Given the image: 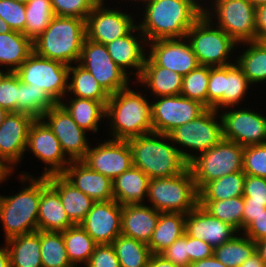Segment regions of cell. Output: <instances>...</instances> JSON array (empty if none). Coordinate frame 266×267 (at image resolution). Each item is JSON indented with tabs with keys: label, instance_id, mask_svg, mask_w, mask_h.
Listing matches in <instances>:
<instances>
[{
	"label": "cell",
	"instance_id": "6da1fadb",
	"mask_svg": "<svg viewBox=\"0 0 266 267\" xmlns=\"http://www.w3.org/2000/svg\"><path fill=\"white\" fill-rule=\"evenodd\" d=\"M138 24L146 43L159 39L184 38L203 15V4L196 0H151Z\"/></svg>",
	"mask_w": 266,
	"mask_h": 267
},
{
	"label": "cell",
	"instance_id": "7a4b0ae2",
	"mask_svg": "<svg viewBox=\"0 0 266 267\" xmlns=\"http://www.w3.org/2000/svg\"><path fill=\"white\" fill-rule=\"evenodd\" d=\"M127 141L133 166L142 170L149 179L173 177L188 168L180 148L172 144L168 134L150 132Z\"/></svg>",
	"mask_w": 266,
	"mask_h": 267
},
{
	"label": "cell",
	"instance_id": "3957f363",
	"mask_svg": "<svg viewBox=\"0 0 266 267\" xmlns=\"http://www.w3.org/2000/svg\"><path fill=\"white\" fill-rule=\"evenodd\" d=\"M127 86L110 95L105 118L111 121L114 140H128L153 132L151 104L146 96Z\"/></svg>",
	"mask_w": 266,
	"mask_h": 267
},
{
	"label": "cell",
	"instance_id": "277c9868",
	"mask_svg": "<svg viewBox=\"0 0 266 267\" xmlns=\"http://www.w3.org/2000/svg\"><path fill=\"white\" fill-rule=\"evenodd\" d=\"M86 38V20L55 16L45 31L33 41V51L46 59L68 66L78 63Z\"/></svg>",
	"mask_w": 266,
	"mask_h": 267
},
{
	"label": "cell",
	"instance_id": "5b68a950",
	"mask_svg": "<svg viewBox=\"0 0 266 267\" xmlns=\"http://www.w3.org/2000/svg\"><path fill=\"white\" fill-rule=\"evenodd\" d=\"M19 176L21 182L30 184L13 196L0 195V220L5 241L38 231L40 176L34 178L25 172Z\"/></svg>",
	"mask_w": 266,
	"mask_h": 267
},
{
	"label": "cell",
	"instance_id": "8992f818",
	"mask_svg": "<svg viewBox=\"0 0 266 267\" xmlns=\"http://www.w3.org/2000/svg\"><path fill=\"white\" fill-rule=\"evenodd\" d=\"M147 197L151 206L160 212L187 214L199 204L198 190L189 168L173 177L150 179Z\"/></svg>",
	"mask_w": 266,
	"mask_h": 267
},
{
	"label": "cell",
	"instance_id": "52a82bcc",
	"mask_svg": "<svg viewBox=\"0 0 266 267\" xmlns=\"http://www.w3.org/2000/svg\"><path fill=\"white\" fill-rule=\"evenodd\" d=\"M244 146L226 139L196 155L189 163L194 183L199 191L206 183L230 173L243 171Z\"/></svg>",
	"mask_w": 266,
	"mask_h": 267
},
{
	"label": "cell",
	"instance_id": "ba28073f",
	"mask_svg": "<svg viewBox=\"0 0 266 267\" xmlns=\"http://www.w3.org/2000/svg\"><path fill=\"white\" fill-rule=\"evenodd\" d=\"M202 15L188 30L186 38L196 55L199 65L223 67L233 64L229 61L238 45L226 32Z\"/></svg>",
	"mask_w": 266,
	"mask_h": 267
},
{
	"label": "cell",
	"instance_id": "9c48e42d",
	"mask_svg": "<svg viewBox=\"0 0 266 267\" xmlns=\"http://www.w3.org/2000/svg\"><path fill=\"white\" fill-rule=\"evenodd\" d=\"M211 1L213 7L203 8V15L214 25L226 32L237 44L256 41V8L249 0ZM213 19H217L216 23Z\"/></svg>",
	"mask_w": 266,
	"mask_h": 267
},
{
	"label": "cell",
	"instance_id": "30bf717a",
	"mask_svg": "<svg viewBox=\"0 0 266 267\" xmlns=\"http://www.w3.org/2000/svg\"><path fill=\"white\" fill-rule=\"evenodd\" d=\"M218 113L215 109H207L198 118L178 126L168 134L173 143L186 148H180L179 152L187 163L196 156L191 150L201 154L223 139L222 121ZM187 148H190V152L186 151Z\"/></svg>",
	"mask_w": 266,
	"mask_h": 267
},
{
	"label": "cell",
	"instance_id": "8fae6325",
	"mask_svg": "<svg viewBox=\"0 0 266 267\" xmlns=\"http://www.w3.org/2000/svg\"><path fill=\"white\" fill-rule=\"evenodd\" d=\"M68 71V65L33 51L15 73L23 84L43 89L55 103H61L68 92Z\"/></svg>",
	"mask_w": 266,
	"mask_h": 267
},
{
	"label": "cell",
	"instance_id": "7c38bea8",
	"mask_svg": "<svg viewBox=\"0 0 266 267\" xmlns=\"http://www.w3.org/2000/svg\"><path fill=\"white\" fill-rule=\"evenodd\" d=\"M234 63L223 67H210L207 109H232V106L240 105L244 99L251 84L235 60Z\"/></svg>",
	"mask_w": 266,
	"mask_h": 267
},
{
	"label": "cell",
	"instance_id": "4fadbf2b",
	"mask_svg": "<svg viewBox=\"0 0 266 267\" xmlns=\"http://www.w3.org/2000/svg\"><path fill=\"white\" fill-rule=\"evenodd\" d=\"M78 63L93 75L109 95L129 86L130 76L112 60L104 44L85 38Z\"/></svg>",
	"mask_w": 266,
	"mask_h": 267
},
{
	"label": "cell",
	"instance_id": "5bb4252c",
	"mask_svg": "<svg viewBox=\"0 0 266 267\" xmlns=\"http://www.w3.org/2000/svg\"><path fill=\"white\" fill-rule=\"evenodd\" d=\"M151 103L153 132L169 134L203 114L207 108L182 95L162 96Z\"/></svg>",
	"mask_w": 266,
	"mask_h": 267
},
{
	"label": "cell",
	"instance_id": "9a60e30c",
	"mask_svg": "<svg viewBox=\"0 0 266 267\" xmlns=\"http://www.w3.org/2000/svg\"><path fill=\"white\" fill-rule=\"evenodd\" d=\"M220 113L223 139L241 146L266 143V117L254 110L230 107ZM229 109V111H227Z\"/></svg>",
	"mask_w": 266,
	"mask_h": 267
},
{
	"label": "cell",
	"instance_id": "2e32d148",
	"mask_svg": "<svg viewBox=\"0 0 266 267\" xmlns=\"http://www.w3.org/2000/svg\"><path fill=\"white\" fill-rule=\"evenodd\" d=\"M131 15L105 7L100 0L86 19V38L106 45L127 35L136 26Z\"/></svg>",
	"mask_w": 266,
	"mask_h": 267
},
{
	"label": "cell",
	"instance_id": "e0dca14e",
	"mask_svg": "<svg viewBox=\"0 0 266 267\" xmlns=\"http://www.w3.org/2000/svg\"><path fill=\"white\" fill-rule=\"evenodd\" d=\"M27 149L45 163V172L42 173V176L45 177L52 174H61L71 162L63 152L52 129L43 119H35L30 125Z\"/></svg>",
	"mask_w": 266,
	"mask_h": 267
},
{
	"label": "cell",
	"instance_id": "ac0fdd59",
	"mask_svg": "<svg viewBox=\"0 0 266 267\" xmlns=\"http://www.w3.org/2000/svg\"><path fill=\"white\" fill-rule=\"evenodd\" d=\"M42 119L52 129L63 152L71 161H79L85 157L90 146L86 131L76 124L60 103L51 107Z\"/></svg>",
	"mask_w": 266,
	"mask_h": 267
},
{
	"label": "cell",
	"instance_id": "d6986e66",
	"mask_svg": "<svg viewBox=\"0 0 266 267\" xmlns=\"http://www.w3.org/2000/svg\"><path fill=\"white\" fill-rule=\"evenodd\" d=\"M91 170L108 177L112 181L132 166V153L127 140H105L91 148L81 160Z\"/></svg>",
	"mask_w": 266,
	"mask_h": 267
},
{
	"label": "cell",
	"instance_id": "ffe728a7",
	"mask_svg": "<svg viewBox=\"0 0 266 267\" xmlns=\"http://www.w3.org/2000/svg\"><path fill=\"white\" fill-rule=\"evenodd\" d=\"M34 120L25 113L9 112L0 126V161L12 172L27 150L28 131Z\"/></svg>",
	"mask_w": 266,
	"mask_h": 267
},
{
	"label": "cell",
	"instance_id": "44dd1931",
	"mask_svg": "<svg viewBox=\"0 0 266 267\" xmlns=\"http://www.w3.org/2000/svg\"><path fill=\"white\" fill-rule=\"evenodd\" d=\"M122 205L117 201L95 202L80 223L97 245L112 244L121 235Z\"/></svg>",
	"mask_w": 266,
	"mask_h": 267
},
{
	"label": "cell",
	"instance_id": "7402d4cb",
	"mask_svg": "<svg viewBox=\"0 0 266 267\" xmlns=\"http://www.w3.org/2000/svg\"><path fill=\"white\" fill-rule=\"evenodd\" d=\"M148 43L150 44L146 45L150 51L147 55L160 67L184 76L199 65L186 37L159 39Z\"/></svg>",
	"mask_w": 266,
	"mask_h": 267
},
{
	"label": "cell",
	"instance_id": "603a6c76",
	"mask_svg": "<svg viewBox=\"0 0 266 267\" xmlns=\"http://www.w3.org/2000/svg\"><path fill=\"white\" fill-rule=\"evenodd\" d=\"M238 231L229 224L211 216L199 204L186 214L185 233L201 239L213 248L232 239Z\"/></svg>",
	"mask_w": 266,
	"mask_h": 267
},
{
	"label": "cell",
	"instance_id": "cb8c5ba5",
	"mask_svg": "<svg viewBox=\"0 0 266 267\" xmlns=\"http://www.w3.org/2000/svg\"><path fill=\"white\" fill-rule=\"evenodd\" d=\"M61 175L95 202L114 199L112 180L91 170L81 160L71 161Z\"/></svg>",
	"mask_w": 266,
	"mask_h": 267
},
{
	"label": "cell",
	"instance_id": "d4e9b609",
	"mask_svg": "<svg viewBox=\"0 0 266 267\" xmlns=\"http://www.w3.org/2000/svg\"><path fill=\"white\" fill-rule=\"evenodd\" d=\"M137 31L139 33H136ZM133 33L138 35H134ZM144 44H146L145 37L136 25L127 35L115 39L105 46L112 60L128 76L130 73L127 72V68L136 70L134 75H136L135 77H137V80L142 74L145 58L147 56Z\"/></svg>",
	"mask_w": 266,
	"mask_h": 267
},
{
	"label": "cell",
	"instance_id": "484cf974",
	"mask_svg": "<svg viewBox=\"0 0 266 267\" xmlns=\"http://www.w3.org/2000/svg\"><path fill=\"white\" fill-rule=\"evenodd\" d=\"M160 211L150 205H122L121 235L149 244L156 228Z\"/></svg>",
	"mask_w": 266,
	"mask_h": 267
},
{
	"label": "cell",
	"instance_id": "4316f807",
	"mask_svg": "<svg viewBox=\"0 0 266 267\" xmlns=\"http://www.w3.org/2000/svg\"><path fill=\"white\" fill-rule=\"evenodd\" d=\"M73 225L66 215L59 194L48 184L47 177L41 175L38 230L62 232Z\"/></svg>",
	"mask_w": 266,
	"mask_h": 267
},
{
	"label": "cell",
	"instance_id": "83f0119b",
	"mask_svg": "<svg viewBox=\"0 0 266 267\" xmlns=\"http://www.w3.org/2000/svg\"><path fill=\"white\" fill-rule=\"evenodd\" d=\"M48 184L59 194L62 205L69 220L80 224L95 201L69 183L61 174L46 176Z\"/></svg>",
	"mask_w": 266,
	"mask_h": 267
},
{
	"label": "cell",
	"instance_id": "f1b7e54d",
	"mask_svg": "<svg viewBox=\"0 0 266 267\" xmlns=\"http://www.w3.org/2000/svg\"><path fill=\"white\" fill-rule=\"evenodd\" d=\"M144 84L155 98L180 95L183 76L172 70L158 66L148 55L145 58L141 76L137 79Z\"/></svg>",
	"mask_w": 266,
	"mask_h": 267
},
{
	"label": "cell",
	"instance_id": "f546056e",
	"mask_svg": "<svg viewBox=\"0 0 266 267\" xmlns=\"http://www.w3.org/2000/svg\"><path fill=\"white\" fill-rule=\"evenodd\" d=\"M149 177L132 166L113 181V197L121 205L143 204L148 194Z\"/></svg>",
	"mask_w": 266,
	"mask_h": 267
},
{
	"label": "cell",
	"instance_id": "4dcf8cb0",
	"mask_svg": "<svg viewBox=\"0 0 266 267\" xmlns=\"http://www.w3.org/2000/svg\"><path fill=\"white\" fill-rule=\"evenodd\" d=\"M10 256V267H43L40 230L5 241Z\"/></svg>",
	"mask_w": 266,
	"mask_h": 267
},
{
	"label": "cell",
	"instance_id": "1f68e13d",
	"mask_svg": "<svg viewBox=\"0 0 266 267\" xmlns=\"http://www.w3.org/2000/svg\"><path fill=\"white\" fill-rule=\"evenodd\" d=\"M32 52L33 42L23 33H0V66L7 72H15Z\"/></svg>",
	"mask_w": 266,
	"mask_h": 267
},
{
	"label": "cell",
	"instance_id": "d6a6232c",
	"mask_svg": "<svg viewBox=\"0 0 266 267\" xmlns=\"http://www.w3.org/2000/svg\"><path fill=\"white\" fill-rule=\"evenodd\" d=\"M184 213L160 212V216L148 244L152 254H160L185 233Z\"/></svg>",
	"mask_w": 266,
	"mask_h": 267
},
{
	"label": "cell",
	"instance_id": "836d02e7",
	"mask_svg": "<svg viewBox=\"0 0 266 267\" xmlns=\"http://www.w3.org/2000/svg\"><path fill=\"white\" fill-rule=\"evenodd\" d=\"M107 102L74 97L70 99L68 104L64 103V101L60 104L80 128L86 132H97L99 130L98 123L105 118Z\"/></svg>",
	"mask_w": 266,
	"mask_h": 267
},
{
	"label": "cell",
	"instance_id": "e575fe53",
	"mask_svg": "<svg viewBox=\"0 0 266 267\" xmlns=\"http://www.w3.org/2000/svg\"><path fill=\"white\" fill-rule=\"evenodd\" d=\"M69 66L68 92L72 96L94 101H108L110 95L97 82L93 75L79 63ZM71 80V81H70Z\"/></svg>",
	"mask_w": 266,
	"mask_h": 267
},
{
	"label": "cell",
	"instance_id": "d590c367",
	"mask_svg": "<svg viewBox=\"0 0 266 267\" xmlns=\"http://www.w3.org/2000/svg\"><path fill=\"white\" fill-rule=\"evenodd\" d=\"M245 177L246 174L239 171L206 183L198 191L199 201H218L243 196Z\"/></svg>",
	"mask_w": 266,
	"mask_h": 267
},
{
	"label": "cell",
	"instance_id": "8d00e7d4",
	"mask_svg": "<svg viewBox=\"0 0 266 267\" xmlns=\"http://www.w3.org/2000/svg\"><path fill=\"white\" fill-rule=\"evenodd\" d=\"M243 44L249 45L248 49H245L235 62L250 84L266 83V42L248 41Z\"/></svg>",
	"mask_w": 266,
	"mask_h": 267
},
{
	"label": "cell",
	"instance_id": "74e56055",
	"mask_svg": "<svg viewBox=\"0 0 266 267\" xmlns=\"http://www.w3.org/2000/svg\"><path fill=\"white\" fill-rule=\"evenodd\" d=\"M69 261L73 267L77 264H88L91 254L97 245L80 224L62 231Z\"/></svg>",
	"mask_w": 266,
	"mask_h": 267
},
{
	"label": "cell",
	"instance_id": "f35d334b",
	"mask_svg": "<svg viewBox=\"0 0 266 267\" xmlns=\"http://www.w3.org/2000/svg\"><path fill=\"white\" fill-rule=\"evenodd\" d=\"M255 252L256 242L244 233H237L232 239L214 248L213 255L227 267H239Z\"/></svg>",
	"mask_w": 266,
	"mask_h": 267
},
{
	"label": "cell",
	"instance_id": "ab89813d",
	"mask_svg": "<svg viewBox=\"0 0 266 267\" xmlns=\"http://www.w3.org/2000/svg\"><path fill=\"white\" fill-rule=\"evenodd\" d=\"M120 267H147L152 255L147 244L119 235L113 242Z\"/></svg>",
	"mask_w": 266,
	"mask_h": 267
},
{
	"label": "cell",
	"instance_id": "60d3db41",
	"mask_svg": "<svg viewBox=\"0 0 266 267\" xmlns=\"http://www.w3.org/2000/svg\"><path fill=\"white\" fill-rule=\"evenodd\" d=\"M25 7V36L33 42L49 26L55 14L51 0H29Z\"/></svg>",
	"mask_w": 266,
	"mask_h": 267
},
{
	"label": "cell",
	"instance_id": "b9f144b4",
	"mask_svg": "<svg viewBox=\"0 0 266 267\" xmlns=\"http://www.w3.org/2000/svg\"><path fill=\"white\" fill-rule=\"evenodd\" d=\"M43 267H73L69 261L62 232L40 230Z\"/></svg>",
	"mask_w": 266,
	"mask_h": 267
},
{
	"label": "cell",
	"instance_id": "7bdbcfd3",
	"mask_svg": "<svg viewBox=\"0 0 266 267\" xmlns=\"http://www.w3.org/2000/svg\"><path fill=\"white\" fill-rule=\"evenodd\" d=\"M56 103L43 89H35L31 84H23L19 78V105L17 112L25 113L34 119H42Z\"/></svg>",
	"mask_w": 266,
	"mask_h": 267
},
{
	"label": "cell",
	"instance_id": "ee69618b",
	"mask_svg": "<svg viewBox=\"0 0 266 267\" xmlns=\"http://www.w3.org/2000/svg\"><path fill=\"white\" fill-rule=\"evenodd\" d=\"M199 205L211 216L235 228L238 233L242 231L243 196L218 201H199Z\"/></svg>",
	"mask_w": 266,
	"mask_h": 267
},
{
	"label": "cell",
	"instance_id": "f6af8a7d",
	"mask_svg": "<svg viewBox=\"0 0 266 267\" xmlns=\"http://www.w3.org/2000/svg\"><path fill=\"white\" fill-rule=\"evenodd\" d=\"M209 75V66L198 65L194 70L183 76L180 95L197 101L207 108Z\"/></svg>",
	"mask_w": 266,
	"mask_h": 267
},
{
	"label": "cell",
	"instance_id": "bcb514c9",
	"mask_svg": "<svg viewBox=\"0 0 266 267\" xmlns=\"http://www.w3.org/2000/svg\"><path fill=\"white\" fill-rule=\"evenodd\" d=\"M243 172L266 178V143L244 146Z\"/></svg>",
	"mask_w": 266,
	"mask_h": 267
},
{
	"label": "cell",
	"instance_id": "7dc6e473",
	"mask_svg": "<svg viewBox=\"0 0 266 267\" xmlns=\"http://www.w3.org/2000/svg\"><path fill=\"white\" fill-rule=\"evenodd\" d=\"M100 0H51L55 16L86 20Z\"/></svg>",
	"mask_w": 266,
	"mask_h": 267
},
{
	"label": "cell",
	"instance_id": "c3c4849f",
	"mask_svg": "<svg viewBox=\"0 0 266 267\" xmlns=\"http://www.w3.org/2000/svg\"><path fill=\"white\" fill-rule=\"evenodd\" d=\"M19 105V77L7 72L0 80V107L8 112H17Z\"/></svg>",
	"mask_w": 266,
	"mask_h": 267
},
{
	"label": "cell",
	"instance_id": "681fc988",
	"mask_svg": "<svg viewBox=\"0 0 266 267\" xmlns=\"http://www.w3.org/2000/svg\"><path fill=\"white\" fill-rule=\"evenodd\" d=\"M26 7L24 3L14 0H0V17L8 23L13 31L25 35Z\"/></svg>",
	"mask_w": 266,
	"mask_h": 267
},
{
	"label": "cell",
	"instance_id": "f907efd6",
	"mask_svg": "<svg viewBox=\"0 0 266 267\" xmlns=\"http://www.w3.org/2000/svg\"><path fill=\"white\" fill-rule=\"evenodd\" d=\"M160 255L173 262L177 267H189L188 235L184 233L163 250Z\"/></svg>",
	"mask_w": 266,
	"mask_h": 267
},
{
	"label": "cell",
	"instance_id": "816d5d0a",
	"mask_svg": "<svg viewBox=\"0 0 266 267\" xmlns=\"http://www.w3.org/2000/svg\"><path fill=\"white\" fill-rule=\"evenodd\" d=\"M85 267H120L112 244L96 245Z\"/></svg>",
	"mask_w": 266,
	"mask_h": 267
},
{
	"label": "cell",
	"instance_id": "f5cc1de1",
	"mask_svg": "<svg viewBox=\"0 0 266 267\" xmlns=\"http://www.w3.org/2000/svg\"><path fill=\"white\" fill-rule=\"evenodd\" d=\"M244 202L264 203L266 206V178L246 175Z\"/></svg>",
	"mask_w": 266,
	"mask_h": 267
},
{
	"label": "cell",
	"instance_id": "db71d44e",
	"mask_svg": "<svg viewBox=\"0 0 266 267\" xmlns=\"http://www.w3.org/2000/svg\"><path fill=\"white\" fill-rule=\"evenodd\" d=\"M214 248L207 242L188 236L189 265L213 256Z\"/></svg>",
	"mask_w": 266,
	"mask_h": 267
},
{
	"label": "cell",
	"instance_id": "11a10c76",
	"mask_svg": "<svg viewBox=\"0 0 266 267\" xmlns=\"http://www.w3.org/2000/svg\"><path fill=\"white\" fill-rule=\"evenodd\" d=\"M247 237L255 242L266 238V210L242 231Z\"/></svg>",
	"mask_w": 266,
	"mask_h": 267
},
{
	"label": "cell",
	"instance_id": "9f6ffc18",
	"mask_svg": "<svg viewBox=\"0 0 266 267\" xmlns=\"http://www.w3.org/2000/svg\"><path fill=\"white\" fill-rule=\"evenodd\" d=\"M242 216V231L255 219L266 210L264 203L244 202Z\"/></svg>",
	"mask_w": 266,
	"mask_h": 267
},
{
	"label": "cell",
	"instance_id": "6f0895ef",
	"mask_svg": "<svg viewBox=\"0 0 266 267\" xmlns=\"http://www.w3.org/2000/svg\"><path fill=\"white\" fill-rule=\"evenodd\" d=\"M256 41H266V4L256 7Z\"/></svg>",
	"mask_w": 266,
	"mask_h": 267
},
{
	"label": "cell",
	"instance_id": "680465c9",
	"mask_svg": "<svg viewBox=\"0 0 266 267\" xmlns=\"http://www.w3.org/2000/svg\"><path fill=\"white\" fill-rule=\"evenodd\" d=\"M147 267H177L173 262L170 260L165 259L160 254H152Z\"/></svg>",
	"mask_w": 266,
	"mask_h": 267
},
{
	"label": "cell",
	"instance_id": "91938a15",
	"mask_svg": "<svg viewBox=\"0 0 266 267\" xmlns=\"http://www.w3.org/2000/svg\"><path fill=\"white\" fill-rule=\"evenodd\" d=\"M189 267H227L222 264L214 255L210 258L195 261Z\"/></svg>",
	"mask_w": 266,
	"mask_h": 267
},
{
	"label": "cell",
	"instance_id": "94428289",
	"mask_svg": "<svg viewBox=\"0 0 266 267\" xmlns=\"http://www.w3.org/2000/svg\"><path fill=\"white\" fill-rule=\"evenodd\" d=\"M239 267H264L259 253L256 251L251 257L244 261Z\"/></svg>",
	"mask_w": 266,
	"mask_h": 267
},
{
	"label": "cell",
	"instance_id": "6125c7cd",
	"mask_svg": "<svg viewBox=\"0 0 266 267\" xmlns=\"http://www.w3.org/2000/svg\"><path fill=\"white\" fill-rule=\"evenodd\" d=\"M4 245L0 247V267H10L9 250L6 243Z\"/></svg>",
	"mask_w": 266,
	"mask_h": 267
},
{
	"label": "cell",
	"instance_id": "be15d7a7",
	"mask_svg": "<svg viewBox=\"0 0 266 267\" xmlns=\"http://www.w3.org/2000/svg\"><path fill=\"white\" fill-rule=\"evenodd\" d=\"M256 251L259 253L264 267H266V238L256 242Z\"/></svg>",
	"mask_w": 266,
	"mask_h": 267
},
{
	"label": "cell",
	"instance_id": "e7e4bbea",
	"mask_svg": "<svg viewBox=\"0 0 266 267\" xmlns=\"http://www.w3.org/2000/svg\"><path fill=\"white\" fill-rule=\"evenodd\" d=\"M13 172L0 161V183L4 182Z\"/></svg>",
	"mask_w": 266,
	"mask_h": 267
},
{
	"label": "cell",
	"instance_id": "03108f58",
	"mask_svg": "<svg viewBox=\"0 0 266 267\" xmlns=\"http://www.w3.org/2000/svg\"><path fill=\"white\" fill-rule=\"evenodd\" d=\"M13 31L12 28L0 17V33Z\"/></svg>",
	"mask_w": 266,
	"mask_h": 267
},
{
	"label": "cell",
	"instance_id": "003e7915",
	"mask_svg": "<svg viewBox=\"0 0 266 267\" xmlns=\"http://www.w3.org/2000/svg\"><path fill=\"white\" fill-rule=\"evenodd\" d=\"M8 114L9 112L6 109L0 107V126L4 122V119Z\"/></svg>",
	"mask_w": 266,
	"mask_h": 267
},
{
	"label": "cell",
	"instance_id": "a7ac6f4b",
	"mask_svg": "<svg viewBox=\"0 0 266 267\" xmlns=\"http://www.w3.org/2000/svg\"><path fill=\"white\" fill-rule=\"evenodd\" d=\"M251 4L256 8L260 5L266 4V0H249Z\"/></svg>",
	"mask_w": 266,
	"mask_h": 267
},
{
	"label": "cell",
	"instance_id": "89a4df30",
	"mask_svg": "<svg viewBox=\"0 0 266 267\" xmlns=\"http://www.w3.org/2000/svg\"><path fill=\"white\" fill-rule=\"evenodd\" d=\"M131 1H135V2H137V1L139 2L140 1V3L141 2L143 3L142 7H144V5L149 3L151 0H131Z\"/></svg>",
	"mask_w": 266,
	"mask_h": 267
},
{
	"label": "cell",
	"instance_id": "2644e50d",
	"mask_svg": "<svg viewBox=\"0 0 266 267\" xmlns=\"http://www.w3.org/2000/svg\"><path fill=\"white\" fill-rule=\"evenodd\" d=\"M7 73V71L5 70H0V80L2 79V77Z\"/></svg>",
	"mask_w": 266,
	"mask_h": 267
},
{
	"label": "cell",
	"instance_id": "8c879c8a",
	"mask_svg": "<svg viewBox=\"0 0 266 267\" xmlns=\"http://www.w3.org/2000/svg\"><path fill=\"white\" fill-rule=\"evenodd\" d=\"M14 1L26 4L29 0H14Z\"/></svg>",
	"mask_w": 266,
	"mask_h": 267
}]
</instances>
